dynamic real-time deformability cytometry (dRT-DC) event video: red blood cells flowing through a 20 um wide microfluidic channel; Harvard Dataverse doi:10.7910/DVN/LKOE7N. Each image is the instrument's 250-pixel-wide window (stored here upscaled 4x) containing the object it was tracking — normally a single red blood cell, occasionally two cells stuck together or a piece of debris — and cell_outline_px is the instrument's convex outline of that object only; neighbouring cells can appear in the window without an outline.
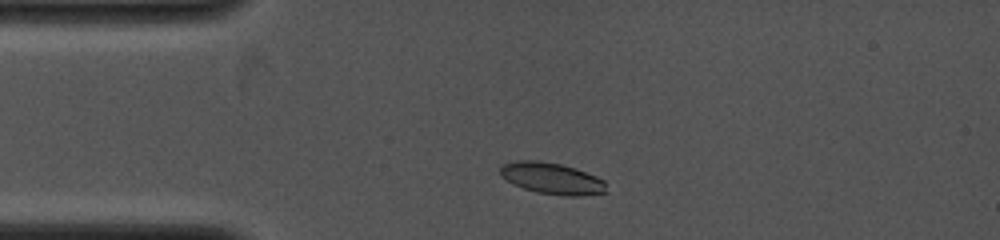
{"species": "common noctule bat (a hibernating species)", "species_latin": "Nyctalus noctula", "temperature_condition": "cold", "stored_images_in_passage": 2, "camera_frame_rate_fps": 4000, "um_per_image_px": 0.085, "animal": {"sex": "female", "body_mass_g": 19.0, "forearm_length_mm": 53.3}, "frame": {"image": 1, "passage_image": 1, "time_ms": 0.0, "image_size_px": [1000, 240], "cell_outline_px": [[608, 192], [580, 196], [564, 196], [536, 192], [524, 188], [500, 176], [500, 168], [504, 164], [516, 160], [540, 160], [560, 164], [576, 168], [596, 176], [604, 180]], "centroid_in_image_um": [46.94, 15.16], "position_along_channel_um": 38.1, "area_um2": 19.48}}